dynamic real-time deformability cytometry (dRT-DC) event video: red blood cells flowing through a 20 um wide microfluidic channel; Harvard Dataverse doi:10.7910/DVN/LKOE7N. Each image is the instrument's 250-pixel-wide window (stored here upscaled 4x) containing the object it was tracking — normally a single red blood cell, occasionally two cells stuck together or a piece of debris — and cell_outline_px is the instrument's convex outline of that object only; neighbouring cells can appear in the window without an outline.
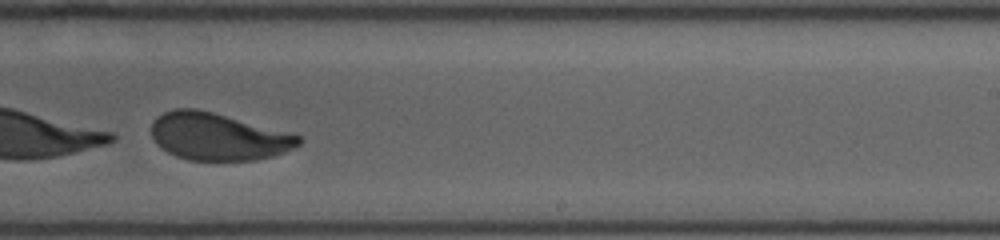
{"species": "human", "species_latin": "Homo sapiens", "temperature_condition": "room temperature", "stored_images_in_passage": 30, "camera_frame_rate_fps": 3000, "um_per_image_px": 0.085, "donor": {"sex": "female"}, "frame": {"image": 1, "passage_image": 19, "time_ms": 6.0, "image_size_px": [1000, 240], "cell_outline_px": [[304, 140], [300, 144], [284, 152], [272, 156], [256, 160], [188, 160], [176, 156], [160, 148], [156, 144], [152, 136], [152, 120], [156, 116], [164, 112], [176, 108], [196, 108], [212, 112], [300, 136]], "centroid_in_image_um": [18.48, 11.61], "position_along_channel_um": 270.5, "area_um2": 40.29}}
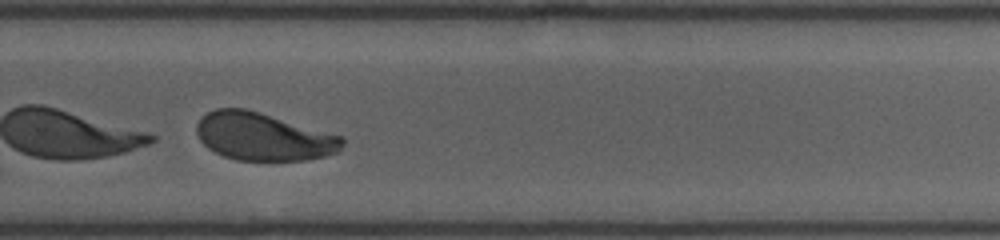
{"frame": {"image": 2, "passage_image": 22, "time_ms": 7.0, "image_size_px": [1000, 240], "cell_outline_px": [[344, 144], [340, 152], [324, 156], [304, 160], [236, 160], [224, 156], [208, 148], [200, 140], [196, 132], [196, 124], [200, 116], [216, 108], [244, 108], [260, 112], [344, 136]], "centroid_in_image_um": [22.39, 11.61], "position_along_channel_um": 307.4, "area_um2": 40.81}}